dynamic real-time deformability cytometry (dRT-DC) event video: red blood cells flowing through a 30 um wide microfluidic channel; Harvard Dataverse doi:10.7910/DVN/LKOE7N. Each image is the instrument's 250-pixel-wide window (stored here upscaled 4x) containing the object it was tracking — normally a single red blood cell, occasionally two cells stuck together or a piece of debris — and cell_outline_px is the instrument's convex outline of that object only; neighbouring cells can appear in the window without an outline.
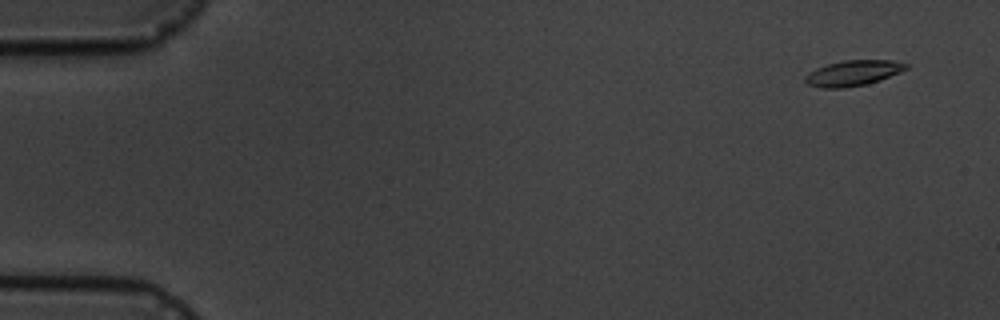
{"species": "common noctule bat (a hibernating species)", "species_latin": "Nyctalus noctula", "temperature_condition": "cold", "stored_images_in_passage": 6, "camera_frame_rate_fps": 3000, "um_per_image_px": 0.085, "animal": {"sex": "male", "body_mass_g": 19.5, "forearm_length_mm": 54.6}, "frame": {"image": 1, "passage_image": 2, "time_ms": 1.0, "image_size_px": [1000, 320], "cell_outline_px": [[908, 68], [900, 72], [880, 80], [868, 84], [844, 88], [820, 88], [808, 84], [804, 80], [804, 76], [816, 68], [828, 64], [844, 60], [888, 60], [908, 64]], "centroid_in_image_um": [72.49, 6.22], "position_along_channel_um": 12.5, "area_um2": 14.97}}
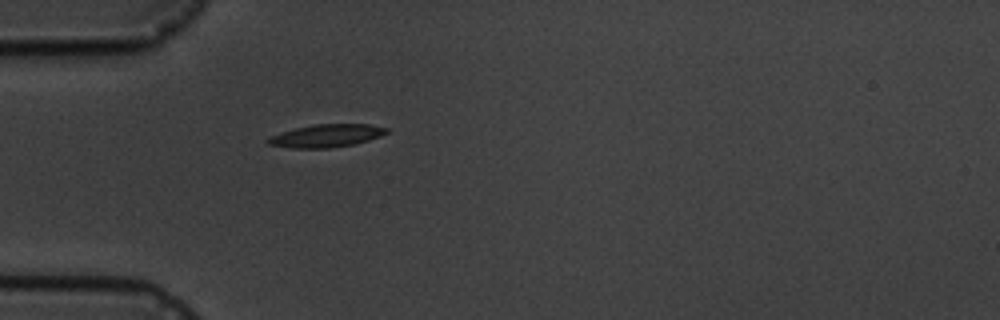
{"frame": {"image": 2, "passage_image": 6, "time_ms": 5.667, "image_size_px": [1000, 320], "cell_outline_px": [[388, 132], [380, 136], [368, 140], [352, 144], [332, 148], [292, 148], [268, 144], [264, 140], [268, 136], [296, 128], [312, 124], [368, 124], [388, 128]], "centroid_in_image_um": [27.7, 11.54], "position_along_channel_um": 57.3, "area_um2": 15.78}}